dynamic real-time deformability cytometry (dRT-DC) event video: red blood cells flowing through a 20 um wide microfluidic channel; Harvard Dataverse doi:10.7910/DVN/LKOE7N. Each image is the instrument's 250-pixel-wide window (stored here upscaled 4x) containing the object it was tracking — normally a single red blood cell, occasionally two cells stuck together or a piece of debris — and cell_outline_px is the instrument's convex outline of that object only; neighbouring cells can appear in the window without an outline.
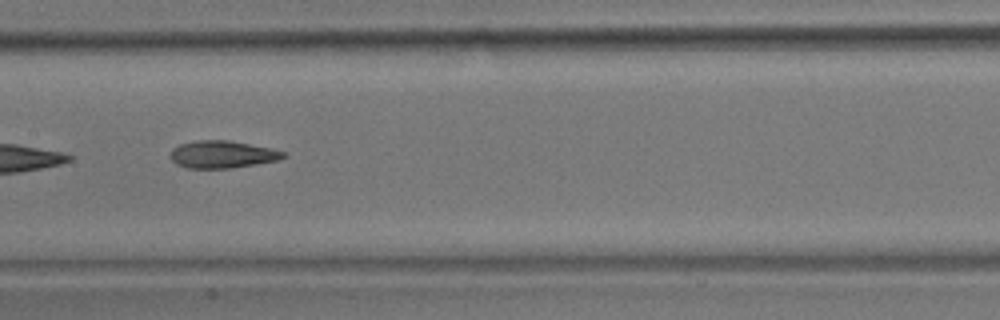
{"species": "common noctule bat (a hibernating species)", "species_latin": "Nyctalus noctula", "temperature_condition": "room temperature", "stored_images_in_passage": 15, "camera_frame_rate_fps": 3000, "um_per_image_px": 0.085, "animal": {"sex": "male", "body_mass_g": 17.9}, "frame": {"image": 1, "passage_image": 7, "time_ms": 2.0, "image_size_px": [1000, 320], "cell_outline_px": [[288, 156], [280, 160], [232, 168], [188, 168], [176, 164], [172, 160], [172, 148], [180, 144], [196, 140], [228, 140], [268, 148], [284, 152]], "centroid_in_image_um": [18.9, 13.13], "position_along_channel_um": 188.5, "area_um2": 17.86}}
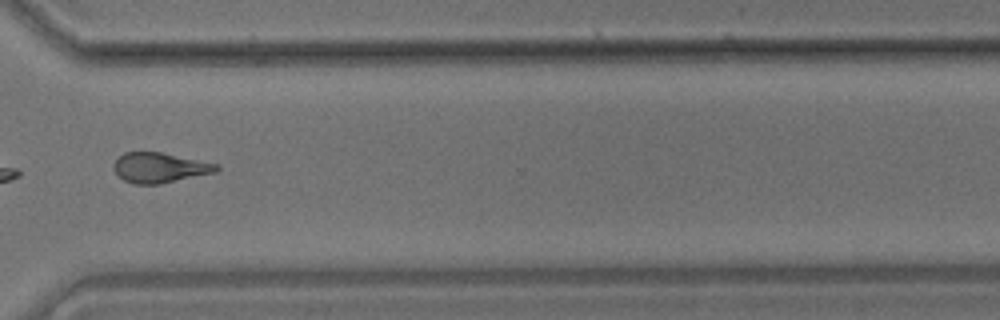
{"frame": {"image": 2, "passage_image": 11, "time_ms": 3.333, "image_size_px": [1000, 320], "cell_outline_px": [[220, 168], [216, 172], [160, 184], [132, 184], [116, 176], [112, 168], [112, 164], [124, 152], [160, 152], [220, 164]], "centroid_in_image_um": [13.55, 14.26], "position_along_channel_um": 357.1, "area_um2": 18.21}}
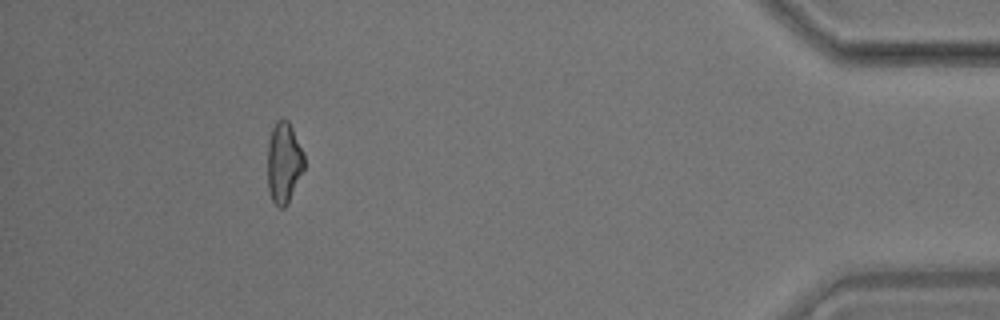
{"frame": {"image": 3, "passage_image": 15, "time_ms": 4.667, "image_size_px": [1000, 320], "cell_outline_px": [[304, 168], [288, 204], [284, 208], [280, 208], [272, 200], [268, 188], [268, 140], [272, 128], [276, 120], [288, 120], [292, 128], [304, 156]], "centroid_in_image_um": [24.11, 13.84], "position_along_channel_um": 411.1, "area_um2": 17.11}}